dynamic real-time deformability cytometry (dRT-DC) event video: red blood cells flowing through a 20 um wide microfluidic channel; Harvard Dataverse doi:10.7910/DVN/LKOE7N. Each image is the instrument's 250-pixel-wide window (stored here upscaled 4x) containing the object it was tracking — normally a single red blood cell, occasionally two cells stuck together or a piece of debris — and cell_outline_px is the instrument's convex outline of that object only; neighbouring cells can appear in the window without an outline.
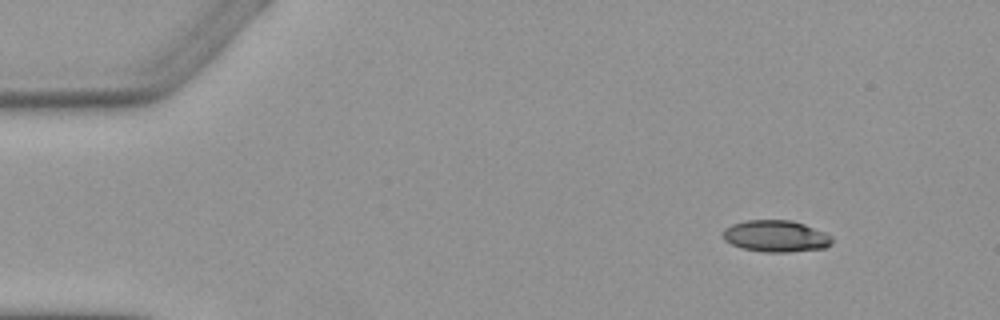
{"species": "Egyptian fruit bat (a non-hibernating species)", "species_latin": "Rousettus aegyptiacus", "temperature_condition": "warm", "stored_images_in_passage": 3, "camera_frame_rate_fps": 3000, "um_per_image_px": 0.085, "animal": {"sex": "female"}, "frame": {"image": 1, "passage_image": 1, "time_ms": 0.0, "image_size_px": [1000, 320], "cell_outline_px": [[832, 244], [824, 248], [788, 252], [764, 252], [740, 248], [724, 240], [720, 236], [724, 228], [732, 224], [748, 220], [792, 220], [804, 224], [824, 232], [832, 236]], "centroid_in_image_um": [65.91, 20.07], "position_along_channel_um": 19.1, "area_um2": 20.29}}
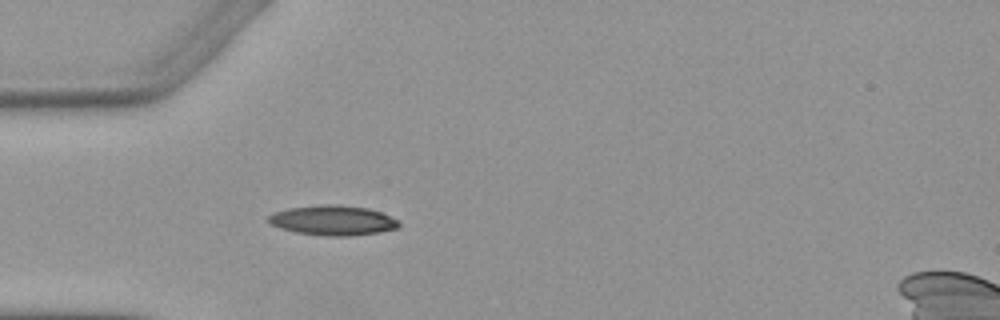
{"frame": {"image": 2, "passage_image": 3, "time_ms": 3.333, "image_size_px": [1000, 320], "cell_outline_px": [[400, 224], [396, 228], [380, 232], [352, 236], [324, 236], [296, 232], [280, 228], [272, 224], [268, 220], [268, 216], [276, 212], [288, 208], [328, 204], [340, 204], [368, 208], [380, 212], [400, 220]], "centroid_in_image_um": [28.33, 18.73], "position_along_channel_um": 56.7, "area_um2": 22.72}}